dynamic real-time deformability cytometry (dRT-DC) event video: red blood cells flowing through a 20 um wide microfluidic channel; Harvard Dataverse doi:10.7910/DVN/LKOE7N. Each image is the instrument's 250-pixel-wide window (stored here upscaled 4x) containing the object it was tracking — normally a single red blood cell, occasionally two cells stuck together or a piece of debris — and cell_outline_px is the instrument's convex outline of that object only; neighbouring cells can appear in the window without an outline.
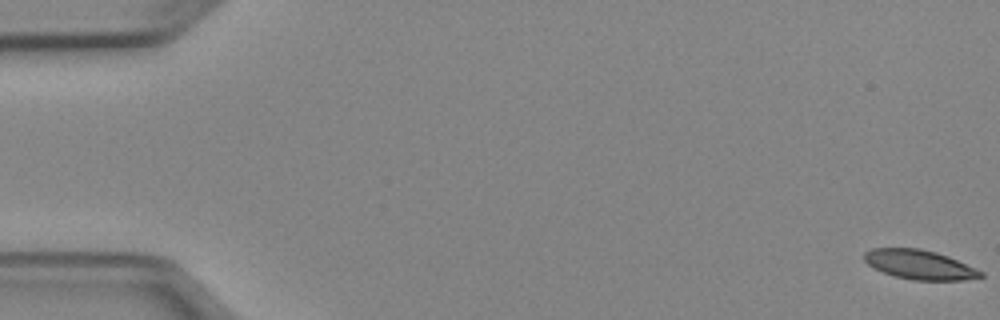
{"species": "Egyptian fruit bat (a non-hibernating species)", "species_latin": "Rousettus aegyptiacus", "temperature_condition": "cold", "stored_images_in_passage": 14, "camera_frame_rate_fps": 3000, "um_per_image_px": 0.085, "animal": {"sex": "female"}, "frame": {"image": 1, "passage_image": 1, "time_ms": 0.0, "image_size_px": [1000, 320], "cell_outline_px": [[984, 276], [964, 280], [912, 280], [896, 276], [884, 272], [868, 264], [864, 260], [864, 252], [872, 248], [920, 248], [936, 252], [948, 256], [984, 272]], "centroid_in_image_um": [78.17, 22.49], "position_along_channel_um": 6.8, "area_um2": 19.77}}
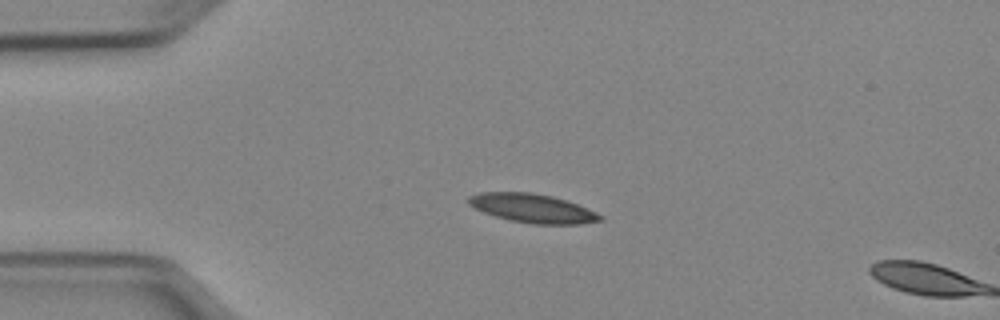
{"frame": {"image": 2, "passage_image": 13, "time_ms": 4.0, "image_size_px": [1000, 320], "cell_outline_px": [[604, 220], [580, 224], [532, 224], [512, 220], [496, 216], [484, 212], [468, 204], [468, 196], [480, 192], [532, 192], [552, 196], [588, 208], [604, 216]], "centroid_in_image_um": [45.29, 17.7], "position_along_channel_um": 39.7, "area_um2": 22.02}}